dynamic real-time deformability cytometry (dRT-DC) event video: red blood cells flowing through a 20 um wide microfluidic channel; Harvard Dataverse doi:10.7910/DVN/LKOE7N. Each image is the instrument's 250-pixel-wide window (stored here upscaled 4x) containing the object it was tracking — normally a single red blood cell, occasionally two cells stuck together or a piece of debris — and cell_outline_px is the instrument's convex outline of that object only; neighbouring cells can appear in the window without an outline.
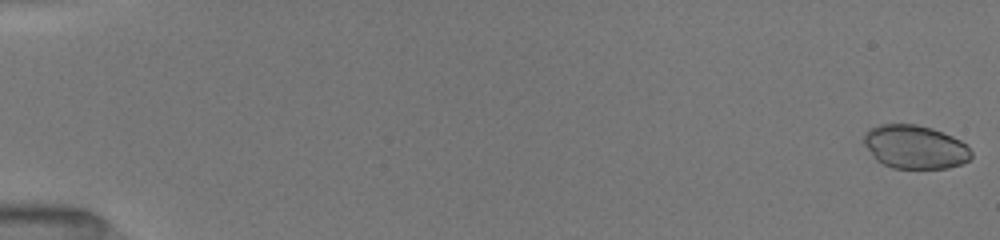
{"species": "common noctule bat (a hibernating species)", "species_latin": "Nyctalus noctula", "temperature_condition": "room temperature", "stored_images_in_passage": 52, "camera_frame_rate_fps": 3000, "um_per_image_px": 0.085, "animal": {"sex": "female", "body_mass_g": 19.5, "forearm_length_mm": 54.1}, "frame": {"image": 1, "passage_image": 1, "time_ms": 0.0, "image_size_px": [1000, 240], "cell_outline_px": [[972, 156], [968, 160], [960, 164], [948, 168], [892, 168], [876, 160], [864, 144], [864, 132], [868, 128], [880, 124], [916, 124], [932, 128], [952, 136], [960, 140], [972, 152]], "centroid_in_image_um": [77.75, 12.48], "position_along_channel_um": 7.3, "area_um2": 27.22}}
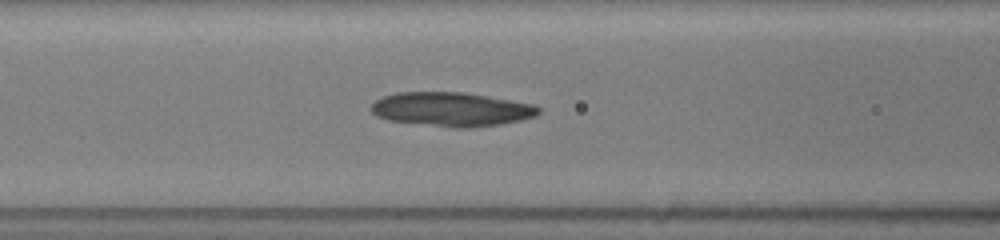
{"frame": {"image": 2, "passage_image": 23, "time_ms": 7.333, "image_size_px": [1000, 240], "cell_outline_px": [[540, 112], [536, 116], [520, 120], [500, 124], [472, 128], [456, 128], [388, 120], [376, 116], [368, 108], [376, 100], [384, 96], [396, 92], [464, 92], [536, 104], [540, 108]], "centroid_in_image_um": [38.38, 9.29], "position_along_channel_um": 128.2, "area_um2": 33.41}}
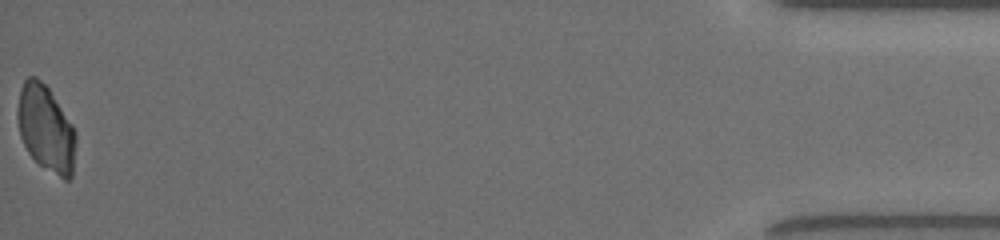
{"frame": {"image": 3, "passage_image": 52, "time_ms": 17.0, "image_size_px": [1000, 240], "cell_outline_px": [[76, 144], [72, 176], [68, 180], [64, 180], [40, 164], [28, 152], [20, 136], [16, 116], [16, 108], [20, 88], [24, 80], [28, 76], [36, 76], [48, 88], [72, 124], [76, 132]], "centroid_in_image_um": [3.89, 10.91], "position_along_channel_um": 431.3, "area_um2": 29.36}}